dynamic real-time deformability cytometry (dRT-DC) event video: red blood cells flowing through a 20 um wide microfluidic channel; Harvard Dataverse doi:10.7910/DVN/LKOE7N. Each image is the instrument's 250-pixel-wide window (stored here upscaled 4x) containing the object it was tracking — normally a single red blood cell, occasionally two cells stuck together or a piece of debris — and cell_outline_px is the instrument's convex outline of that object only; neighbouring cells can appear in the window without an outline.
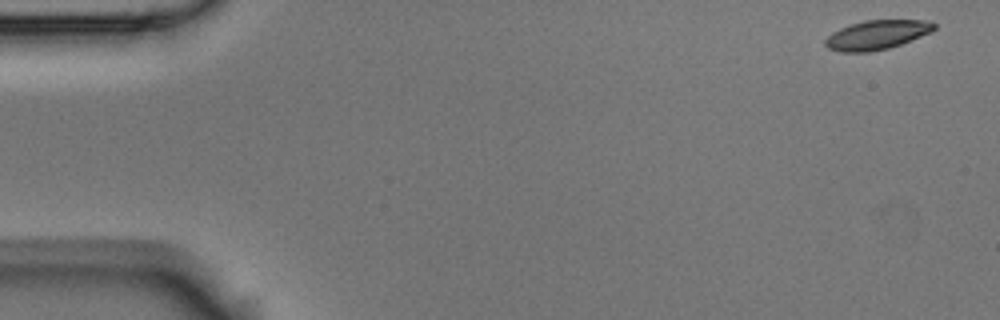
{"species": "Egyptian fruit bat (a non-hibernating species)", "species_latin": "Rousettus aegyptiacus", "temperature_condition": "room temperature", "stored_images_in_passage": 54, "camera_frame_rate_fps": 3000, "um_per_image_px": 0.085, "animal": {"sex": "male"}, "frame": {"image": 1, "passage_image": 1, "time_ms": 0.0, "image_size_px": [1000, 320], "cell_outline_px": [[936, 28], [932, 32], [900, 44], [888, 48], [868, 52], [840, 52], [828, 48], [824, 44], [824, 40], [832, 32], [840, 28], [864, 20], [924, 20], [936, 24]], "centroid_in_image_um": [74.52, 2.96], "position_along_channel_um": 10.5, "area_um2": 18.5}}
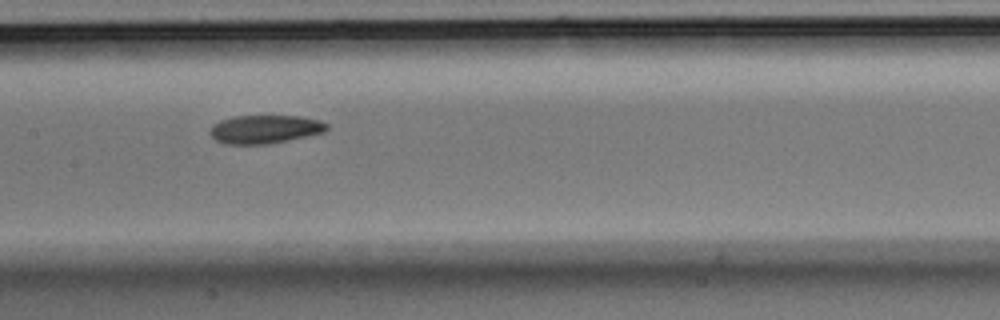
{"frame": {"image": 2, "passage_image": 26, "time_ms": 8.333, "image_size_px": [1000, 320], "cell_outline_px": [[328, 128], [324, 132], [268, 144], [224, 144], [216, 140], [208, 132], [212, 124], [220, 120], [236, 116], [300, 116], [320, 120], [328, 124]], "centroid_in_image_um": [22.49, 10.98], "position_along_channel_um": 184.9, "area_um2": 19.31}}
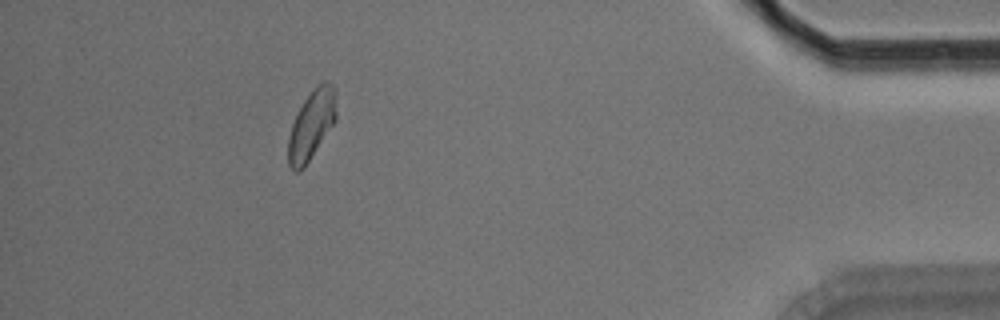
{"frame": {"image": 3, "passage_image": 49, "time_ms": 16.0, "image_size_px": [1000, 320], "cell_outline_px": [[336, 120], [304, 168], [300, 172], [296, 172], [288, 164], [288, 136], [292, 124], [304, 100], [312, 88], [316, 84], [324, 80], [328, 80], [336, 88]], "centroid_in_image_um": [26.5, 10.57], "position_along_channel_um": 408.7, "area_um2": 19.59}, "authors_computed_cell_mechanics": {"area_um2": 19.4208, "velocity_mm_per_s": 3.621, "shape_relaxation_time_tau1_ms": 4.6069, "shape_relaxation_time_tau2_ms": 6.8308, "deformation_change_tau1": 0.1055, "deformation_change_tau2": 0.1155}}